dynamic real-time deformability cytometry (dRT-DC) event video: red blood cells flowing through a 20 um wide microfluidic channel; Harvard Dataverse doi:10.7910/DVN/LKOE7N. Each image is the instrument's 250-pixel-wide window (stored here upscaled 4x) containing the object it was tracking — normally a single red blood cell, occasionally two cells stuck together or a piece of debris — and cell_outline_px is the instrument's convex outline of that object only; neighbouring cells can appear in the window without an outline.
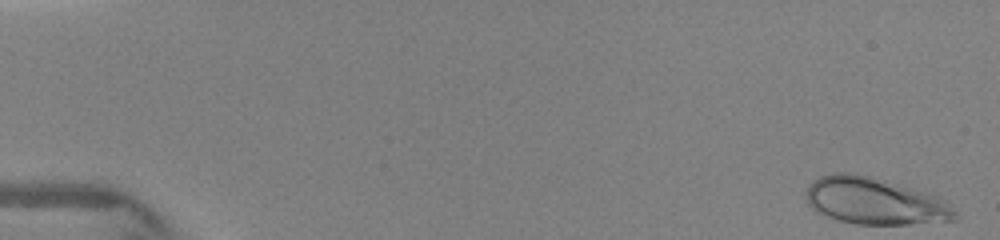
{"species": "human", "species_latin": "Homo sapiens", "temperature_condition": "warm", "stored_images_in_passage": 14, "camera_frame_rate_fps": 3000, "um_per_image_px": 0.085, "donor": {"sex": "female"}, "frame": {"image": 1, "passage_image": 1, "time_ms": 0.0, "image_size_px": [1000, 240], "cell_outline_px": [[960, 220], [908, 224], [856, 224], [836, 220], [820, 216], [808, 204], [808, 184], [812, 180], [820, 176], [832, 172], [848, 172], [872, 176], [924, 192], [948, 200], [960, 216]], "centroid_in_image_um": [74.37, 17.1], "position_along_channel_um": 10.6, "area_um2": 41.21}}
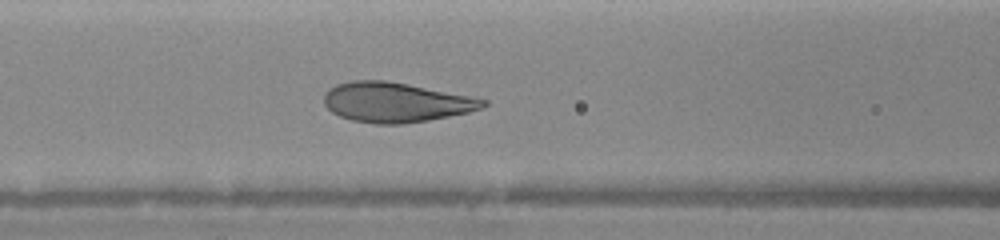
{"frame": {"image": 2, "passage_image": 12, "time_ms": 6.333, "image_size_px": [1000, 240], "cell_outline_px": [[488, 104], [480, 108], [468, 112], [428, 120], [400, 124], [376, 124], [352, 120], [340, 116], [332, 112], [324, 104], [324, 92], [336, 84], [352, 80], [384, 80], [408, 84], [488, 100]], "centroid_in_image_um": [33.59, 8.69], "position_along_channel_um": 133.0, "area_um2": 36.59}}
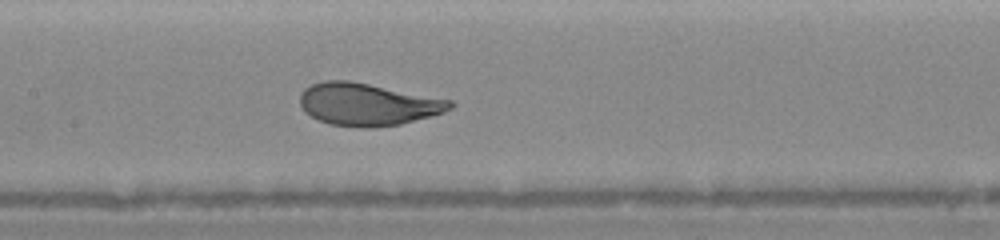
{"frame": {"image": 3, "passage_image": 14, "time_ms": 7.333, "image_size_px": [1000, 240], "cell_outline_px": [[456, 104], [452, 108], [444, 112], [400, 124], [372, 128], [364, 128], [328, 124], [304, 112], [300, 104], [300, 92], [304, 88], [312, 84], [324, 80], [348, 80], [452, 100]], "centroid_in_image_um": [31.23, 8.87], "position_along_channel_um": 176.2, "area_um2": 37.05}}